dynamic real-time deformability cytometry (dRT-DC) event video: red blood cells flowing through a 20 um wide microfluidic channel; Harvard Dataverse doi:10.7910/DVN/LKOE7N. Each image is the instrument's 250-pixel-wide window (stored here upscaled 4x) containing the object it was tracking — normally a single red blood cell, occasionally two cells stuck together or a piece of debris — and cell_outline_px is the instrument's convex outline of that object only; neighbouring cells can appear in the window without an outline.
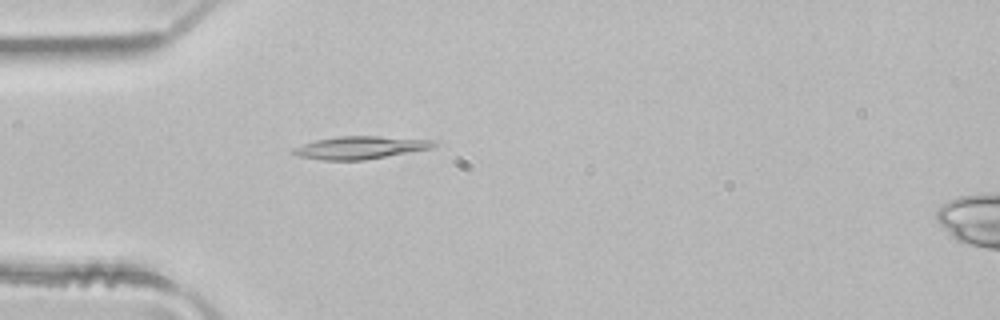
{"species": "common noctule bat (a hibernating species)", "species_latin": "Nyctalus noctula", "temperature_condition": "room temperature", "stored_images_in_passage": 1, "camera_frame_rate_fps": 3000, "um_per_image_px": 0.085, "animal": {"sex": "male", "body_mass_g": 21.5, "forearm_length_mm": 52.0}, "frame": {"image": 1, "passage_image": 1, "time_ms": 0.0, "image_size_px": [1000, 320], "cell_outline_px": [[440, 144], [432, 148], [364, 160], [324, 160], [300, 156], [292, 152], [292, 148], [316, 140], [340, 136], [380, 136], [432, 140]], "centroid_in_image_um": [30.66, 12.54], "position_along_channel_um": 54.3, "area_um2": 18.38}}